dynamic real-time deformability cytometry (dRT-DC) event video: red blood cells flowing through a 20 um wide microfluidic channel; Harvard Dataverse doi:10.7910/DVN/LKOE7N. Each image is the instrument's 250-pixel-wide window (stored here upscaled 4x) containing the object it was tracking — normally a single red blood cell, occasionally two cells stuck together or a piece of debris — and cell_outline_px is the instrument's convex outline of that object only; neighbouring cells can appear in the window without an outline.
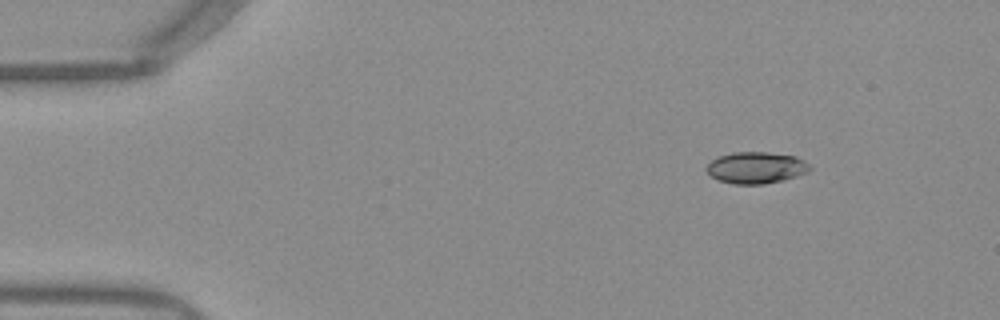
{"species": "Egyptian fruit bat (a non-hibernating species)", "species_latin": "Rousettus aegyptiacus", "temperature_condition": "warm", "stored_images_in_passage": 46, "camera_frame_rate_fps": 3000, "um_per_image_px": 0.085, "frame": {"image": 1, "passage_image": 1, "time_ms": 0.0, "image_size_px": [1000, 320], "cell_outline_px": [[812, 168], [808, 172], [784, 180], [764, 184], [732, 184], [716, 180], [704, 168], [712, 160], [720, 156], [732, 152], [768, 152], [796, 156], [804, 160]], "centroid_in_image_um": [64.27, 14.26], "position_along_channel_um": 20.7, "area_um2": 19.13}}
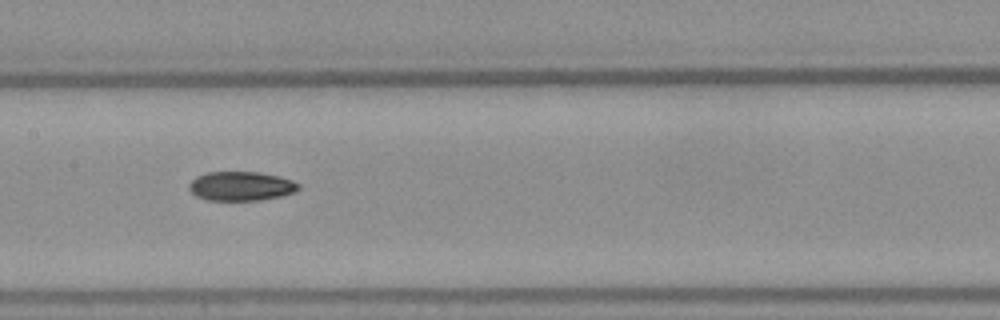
{"frame": {"image": 2, "passage_image": 20, "time_ms": 6.333, "image_size_px": [1000, 320], "cell_outline_px": [[300, 188], [296, 192], [280, 196], [260, 200], [208, 200], [196, 196], [188, 188], [188, 184], [196, 176], [208, 172], [260, 172], [280, 176], [292, 180], [300, 184]], "centroid_in_image_um": [20.5, 15.81], "position_along_channel_um": 186.9, "area_um2": 18.73}}
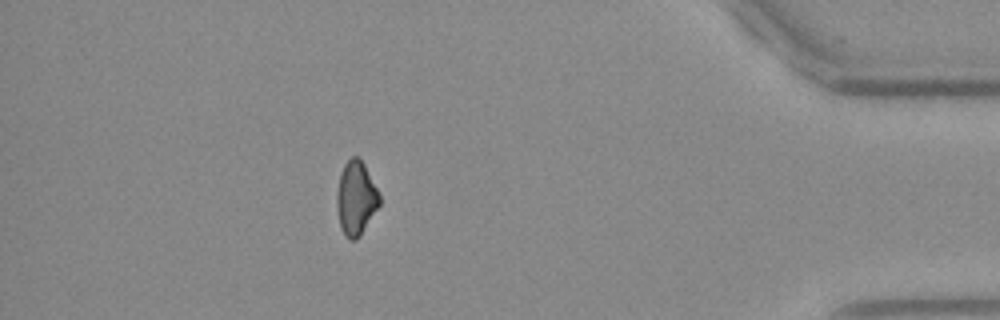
{"frame": {"image": 3, "passage_image": 40, "time_ms": 13.0, "image_size_px": [1000, 320], "cell_outline_px": [[380, 204], [360, 236], [356, 240], [348, 240], [344, 236], [340, 228], [336, 204], [336, 192], [340, 172], [344, 164], [352, 156], [356, 156], [364, 164], [380, 192]], "centroid_in_image_um": [30.24, 16.86], "position_along_channel_um": 405.0, "area_um2": 18.67}, "authors_computed_cell_mechanics": {"area_um2": 18.8717, "velocity_mm_per_s": 3.9663, "shape_relaxation_time_tau1_ms": 6.5295, "shape_relaxation_time_tau2_ms": null, "deformation_change_tau1": 0.147, "deformation_change_tau2": null}}